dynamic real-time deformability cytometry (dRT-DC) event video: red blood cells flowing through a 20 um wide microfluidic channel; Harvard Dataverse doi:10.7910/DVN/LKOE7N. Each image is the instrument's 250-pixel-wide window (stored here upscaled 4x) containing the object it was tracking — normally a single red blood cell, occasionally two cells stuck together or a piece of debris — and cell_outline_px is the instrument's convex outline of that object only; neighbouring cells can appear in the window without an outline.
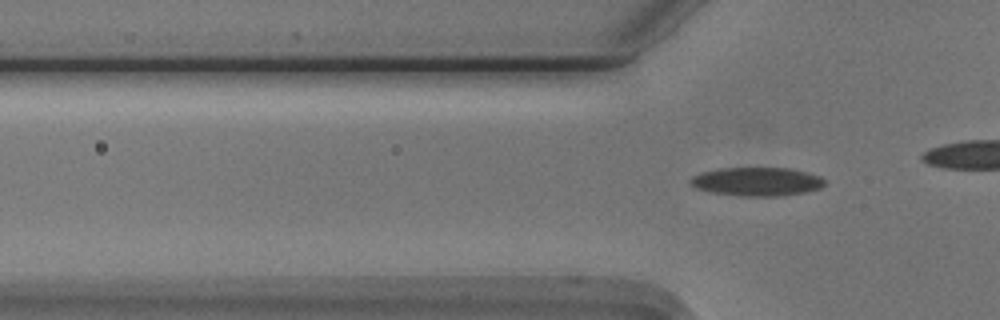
{"species": "Egyptian fruit bat (a non-hibernating species)", "species_latin": "Rousettus aegyptiacus", "temperature_condition": "cold", "stored_images_in_passage": 10, "camera_frame_rate_fps": 3000, "um_per_image_px": 0.085, "animal": {"sex": "male"}, "frame": {"image": 1, "passage_image": 10, "time_ms": 3.0, "image_size_px": [1000, 320], "cell_outline_px": [[824, 184], [820, 188], [804, 192], [780, 196], [736, 196], [712, 192], [696, 188], [688, 184], [688, 180], [692, 176], [700, 172], [720, 168], [788, 168], [820, 176], [824, 180]], "centroid_in_image_um": [64.26, 15.44], "position_along_channel_um": 61.5, "area_um2": 22.43}}